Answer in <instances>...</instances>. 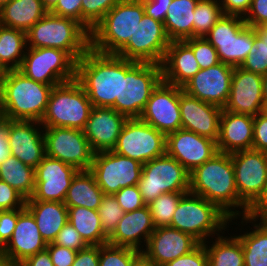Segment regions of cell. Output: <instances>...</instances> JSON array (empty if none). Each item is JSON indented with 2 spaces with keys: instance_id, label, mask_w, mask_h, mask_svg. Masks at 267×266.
Here are the masks:
<instances>
[{
  "instance_id": "6da1fadb",
  "label": "cell",
  "mask_w": 267,
  "mask_h": 266,
  "mask_svg": "<svg viewBox=\"0 0 267 266\" xmlns=\"http://www.w3.org/2000/svg\"><path fill=\"white\" fill-rule=\"evenodd\" d=\"M189 192L217 205L230 218L246 216L249 207L239 198L231 154L217 152L189 173ZM233 209V210H232Z\"/></svg>"
},
{
  "instance_id": "7a4b0ae2",
  "label": "cell",
  "mask_w": 267,
  "mask_h": 266,
  "mask_svg": "<svg viewBox=\"0 0 267 266\" xmlns=\"http://www.w3.org/2000/svg\"><path fill=\"white\" fill-rule=\"evenodd\" d=\"M121 76H125V58L116 54L90 48L76 63V80L93 107L112 108L120 101Z\"/></svg>"
},
{
  "instance_id": "3957f363",
  "label": "cell",
  "mask_w": 267,
  "mask_h": 266,
  "mask_svg": "<svg viewBox=\"0 0 267 266\" xmlns=\"http://www.w3.org/2000/svg\"><path fill=\"white\" fill-rule=\"evenodd\" d=\"M53 87L28 78L18 69L5 71L0 89V116L41 122Z\"/></svg>"
},
{
  "instance_id": "277c9868",
  "label": "cell",
  "mask_w": 267,
  "mask_h": 266,
  "mask_svg": "<svg viewBox=\"0 0 267 266\" xmlns=\"http://www.w3.org/2000/svg\"><path fill=\"white\" fill-rule=\"evenodd\" d=\"M31 48L66 51L76 62L90 49V33L76 20L48 12L26 32Z\"/></svg>"
},
{
  "instance_id": "5b68a950",
  "label": "cell",
  "mask_w": 267,
  "mask_h": 266,
  "mask_svg": "<svg viewBox=\"0 0 267 266\" xmlns=\"http://www.w3.org/2000/svg\"><path fill=\"white\" fill-rule=\"evenodd\" d=\"M145 14L141 0H120L90 33V48L117 54L130 40Z\"/></svg>"
},
{
  "instance_id": "8992f818",
  "label": "cell",
  "mask_w": 267,
  "mask_h": 266,
  "mask_svg": "<svg viewBox=\"0 0 267 266\" xmlns=\"http://www.w3.org/2000/svg\"><path fill=\"white\" fill-rule=\"evenodd\" d=\"M233 219L214 203L187 192L179 201L170 227L191 235L199 243H206V237L222 232Z\"/></svg>"
},
{
  "instance_id": "52a82bcc",
  "label": "cell",
  "mask_w": 267,
  "mask_h": 266,
  "mask_svg": "<svg viewBox=\"0 0 267 266\" xmlns=\"http://www.w3.org/2000/svg\"><path fill=\"white\" fill-rule=\"evenodd\" d=\"M162 81L160 64L125 59V76H121L120 101L112 107L128 119L139 118L152 91Z\"/></svg>"
},
{
  "instance_id": "ba28073f",
  "label": "cell",
  "mask_w": 267,
  "mask_h": 266,
  "mask_svg": "<svg viewBox=\"0 0 267 266\" xmlns=\"http://www.w3.org/2000/svg\"><path fill=\"white\" fill-rule=\"evenodd\" d=\"M93 106L85 90L74 79L53 87L42 127H64L83 130Z\"/></svg>"
},
{
  "instance_id": "9c48e42d",
  "label": "cell",
  "mask_w": 267,
  "mask_h": 266,
  "mask_svg": "<svg viewBox=\"0 0 267 266\" xmlns=\"http://www.w3.org/2000/svg\"><path fill=\"white\" fill-rule=\"evenodd\" d=\"M204 37L215 47L220 62L240 67L254 44V28L241 16L223 14Z\"/></svg>"
},
{
  "instance_id": "30bf717a",
  "label": "cell",
  "mask_w": 267,
  "mask_h": 266,
  "mask_svg": "<svg viewBox=\"0 0 267 266\" xmlns=\"http://www.w3.org/2000/svg\"><path fill=\"white\" fill-rule=\"evenodd\" d=\"M137 185L147 205L163 193L189 192V172L165 153L143 164Z\"/></svg>"
},
{
  "instance_id": "8fae6325",
  "label": "cell",
  "mask_w": 267,
  "mask_h": 266,
  "mask_svg": "<svg viewBox=\"0 0 267 266\" xmlns=\"http://www.w3.org/2000/svg\"><path fill=\"white\" fill-rule=\"evenodd\" d=\"M18 69L28 78L46 85L56 86L76 79V61L56 48L27 47Z\"/></svg>"
},
{
  "instance_id": "7c38bea8",
  "label": "cell",
  "mask_w": 267,
  "mask_h": 266,
  "mask_svg": "<svg viewBox=\"0 0 267 266\" xmlns=\"http://www.w3.org/2000/svg\"><path fill=\"white\" fill-rule=\"evenodd\" d=\"M166 136L139 118L128 119L112 151L144 164L166 153Z\"/></svg>"
},
{
  "instance_id": "4fadbf2b",
  "label": "cell",
  "mask_w": 267,
  "mask_h": 266,
  "mask_svg": "<svg viewBox=\"0 0 267 266\" xmlns=\"http://www.w3.org/2000/svg\"><path fill=\"white\" fill-rule=\"evenodd\" d=\"M42 128L45 132V155L74 166L79 171L90 170L94 152L83 130L64 127Z\"/></svg>"
},
{
  "instance_id": "5bb4252c",
  "label": "cell",
  "mask_w": 267,
  "mask_h": 266,
  "mask_svg": "<svg viewBox=\"0 0 267 266\" xmlns=\"http://www.w3.org/2000/svg\"><path fill=\"white\" fill-rule=\"evenodd\" d=\"M143 164L114 151L93 155L90 172L104 194L114 195L121 188L138 184Z\"/></svg>"
},
{
  "instance_id": "9a60e30c",
  "label": "cell",
  "mask_w": 267,
  "mask_h": 266,
  "mask_svg": "<svg viewBox=\"0 0 267 266\" xmlns=\"http://www.w3.org/2000/svg\"><path fill=\"white\" fill-rule=\"evenodd\" d=\"M170 42L164 23L144 14L128 43L116 55L127 60L161 65Z\"/></svg>"
},
{
  "instance_id": "2e32d148",
  "label": "cell",
  "mask_w": 267,
  "mask_h": 266,
  "mask_svg": "<svg viewBox=\"0 0 267 266\" xmlns=\"http://www.w3.org/2000/svg\"><path fill=\"white\" fill-rule=\"evenodd\" d=\"M239 198L250 208L262 195L267 182V153L244 150L231 154Z\"/></svg>"
},
{
  "instance_id": "e0dca14e",
  "label": "cell",
  "mask_w": 267,
  "mask_h": 266,
  "mask_svg": "<svg viewBox=\"0 0 267 266\" xmlns=\"http://www.w3.org/2000/svg\"><path fill=\"white\" fill-rule=\"evenodd\" d=\"M180 87L161 81L152 91L139 119L165 136L182 129Z\"/></svg>"
},
{
  "instance_id": "ac0fdd59",
  "label": "cell",
  "mask_w": 267,
  "mask_h": 266,
  "mask_svg": "<svg viewBox=\"0 0 267 266\" xmlns=\"http://www.w3.org/2000/svg\"><path fill=\"white\" fill-rule=\"evenodd\" d=\"M36 220L26 208H18V221L9 242L0 250L1 266H17L26 258L46 249Z\"/></svg>"
},
{
  "instance_id": "d6986e66",
  "label": "cell",
  "mask_w": 267,
  "mask_h": 266,
  "mask_svg": "<svg viewBox=\"0 0 267 266\" xmlns=\"http://www.w3.org/2000/svg\"><path fill=\"white\" fill-rule=\"evenodd\" d=\"M78 172L74 166L45 155L35 168V190L27 200L64 202Z\"/></svg>"
},
{
  "instance_id": "ffe728a7",
  "label": "cell",
  "mask_w": 267,
  "mask_h": 266,
  "mask_svg": "<svg viewBox=\"0 0 267 266\" xmlns=\"http://www.w3.org/2000/svg\"><path fill=\"white\" fill-rule=\"evenodd\" d=\"M166 154L176 159L189 173L210 160L217 152V142L185 129L166 135Z\"/></svg>"
},
{
  "instance_id": "44dd1931",
  "label": "cell",
  "mask_w": 267,
  "mask_h": 266,
  "mask_svg": "<svg viewBox=\"0 0 267 266\" xmlns=\"http://www.w3.org/2000/svg\"><path fill=\"white\" fill-rule=\"evenodd\" d=\"M233 69L222 62L200 69L182 89L201 101L224 108L230 93Z\"/></svg>"
},
{
  "instance_id": "7402d4cb",
  "label": "cell",
  "mask_w": 267,
  "mask_h": 266,
  "mask_svg": "<svg viewBox=\"0 0 267 266\" xmlns=\"http://www.w3.org/2000/svg\"><path fill=\"white\" fill-rule=\"evenodd\" d=\"M263 107L262 75L234 67L229 97L223 110L256 116Z\"/></svg>"
},
{
  "instance_id": "603a6c76",
  "label": "cell",
  "mask_w": 267,
  "mask_h": 266,
  "mask_svg": "<svg viewBox=\"0 0 267 266\" xmlns=\"http://www.w3.org/2000/svg\"><path fill=\"white\" fill-rule=\"evenodd\" d=\"M37 125V126H36ZM38 121L7 119L8 143L11 155L24 164L36 168L45 156L43 130Z\"/></svg>"
},
{
  "instance_id": "cb8c5ba5",
  "label": "cell",
  "mask_w": 267,
  "mask_h": 266,
  "mask_svg": "<svg viewBox=\"0 0 267 266\" xmlns=\"http://www.w3.org/2000/svg\"><path fill=\"white\" fill-rule=\"evenodd\" d=\"M179 105L182 129L217 142L223 108L201 101L187 94L181 87Z\"/></svg>"
},
{
  "instance_id": "d4e9b609",
  "label": "cell",
  "mask_w": 267,
  "mask_h": 266,
  "mask_svg": "<svg viewBox=\"0 0 267 266\" xmlns=\"http://www.w3.org/2000/svg\"><path fill=\"white\" fill-rule=\"evenodd\" d=\"M128 120L113 108L93 107L83 132L95 153L112 151Z\"/></svg>"
},
{
  "instance_id": "484cf974",
  "label": "cell",
  "mask_w": 267,
  "mask_h": 266,
  "mask_svg": "<svg viewBox=\"0 0 267 266\" xmlns=\"http://www.w3.org/2000/svg\"><path fill=\"white\" fill-rule=\"evenodd\" d=\"M200 243L191 235L170 226L156 227L142 252L157 266L190 253Z\"/></svg>"
},
{
  "instance_id": "4316f807",
  "label": "cell",
  "mask_w": 267,
  "mask_h": 266,
  "mask_svg": "<svg viewBox=\"0 0 267 266\" xmlns=\"http://www.w3.org/2000/svg\"><path fill=\"white\" fill-rule=\"evenodd\" d=\"M254 116L222 110L220 117L218 152L232 154L251 150Z\"/></svg>"
},
{
  "instance_id": "83f0119b",
  "label": "cell",
  "mask_w": 267,
  "mask_h": 266,
  "mask_svg": "<svg viewBox=\"0 0 267 266\" xmlns=\"http://www.w3.org/2000/svg\"><path fill=\"white\" fill-rule=\"evenodd\" d=\"M155 228L151 212L146 205L141 209L124 214L114 232L108 237V244L142 251L141 239L143 238L147 245Z\"/></svg>"
},
{
  "instance_id": "f1b7e54d",
  "label": "cell",
  "mask_w": 267,
  "mask_h": 266,
  "mask_svg": "<svg viewBox=\"0 0 267 266\" xmlns=\"http://www.w3.org/2000/svg\"><path fill=\"white\" fill-rule=\"evenodd\" d=\"M162 81L183 87L200 70L192 48L185 41H171L161 63Z\"/></svg>"
},
{
  "instance_id": "f546056e",
  "label": "cell",
  "mask_w": 267,
  "mask_h": 266,
  "mask_svg": "<svg viewBox=\"0 0 267 266\" xmlns=\"http://www.w3.org/2000/svg\"><path fill=\"white\" fill-rule=\"evenodd\" d=\"M25 207L34 216L39 232L47 244L53 243L68 222V208L63 202L26 200Z\"/></svg>"
},
{
  "instance_id": "4dcf8cb0",
  "label": "cell",
  "mask_w": 267,
  "mask_h": 266,
  "mask_svg": "<svg viewBox=\"0 0 267 266\" xmlns=\"http://www.w3.org/2000/svg\"><path fill=\"white\" fill-rule=\"evenodd\" d=\"M48 12L42 0H11L0 8V24L26 33Z\"/></svg>"
},
{
  "instance_id": "1f68e13d",
  "label": "cell",
  "mask_w": 267,
  "mask_h": 266,
  "mask_svg": "<svg viewBox=\"0 0 267 266\" xmlns=\"http://www.w3.org/2000/svg\"><path fill=\"white\" fill-rule=\"evenodd\" d=\"M199 0H172L164 20L170 41L193 38L194 10Z\"/></svg>"
},
{
  "instance_id": "d6a6232c",
  "label": "cell",
  "mask_w": 267,
  "mask_h": 266,
  "mask_svg": "<svg viewBox=\"0 0 267 266\" xmlns=\"http://www.w3.org/2000/svg\"><path fill=\"white\" fill-rule=\"evenodd\" d=\"M103 196L94 175L89 170L79 171L74 176L63 203L67 207L79 206L98 210Z\"/></svg>"
},
{
  "instance_id": "836d02e7",
  "label": "cell",
  "mask_w": 267,
  "mask_h": 266,
  "mask_svg": "<svg viewBox=\"0 0 267 266\" xmlns=\"http://www.w3.org/2000/svg\"><path fill=\"white\" fill-rule=\"evenodd\" d=\"M68 221L78 231L87 245H104L108 243V236L101 226L98 210L86 207H67Z\"/></svg>"
},
{
  "instance_id": "e575fe53",
  "label": "cell",
  "mask_w": 267,
  "mask_h": 266,
  "mask_svg": "<svg viewBox=\"0 0 267 266\" xmlns=\"http://www.w3.org/2000/svg\"><path fill=\"white\" fill-rule=\"evenodd\" d=\"M0 180L13 187L27 200L35 190V169L10 155L0 164Z\"/></svg>"
},
{
  "instance_id": "d590c367",
  "label": "cell",
  "mask_w": 267,
  "mask_h": 266,
  "mask_svg": "<svg viewBox=\"0 0 267 266\" xmlns=\"http://www.w3.org/2000/svg\"><path fill=\"white\" fill-rule=\"evenodd\" d=\"M24 48H27L26 33L0 24V66L5 71L20 68Z\"/></svg>"
},
{
  "instance_id": "8d00e7d4",
  "label": "cell",
  "mask_w": 267,
  "mask_h": 266,
  "mask_svg": "<svg viewBox=\"0 0 267 266\" xmlns=\"http://www.w3.org/2000/svg\"><path fill=\"white\" fill-rule=\"evenodd\" d=\"M212 246L203 243L208 255V266H244L242 243L237 236L226 238L217 234Z\"/></svg>"
},
{
  "instance_id": "74e56055",
  "label": "cell",
  "mask_w": 267,
  "mask_h": 266,
  "mask_svg": "<svg viewBox=\"0 0 267 266\" xmlns=\"http://www.w3.org/2000/svg\"><path fill=\"white\" fill-rule=\"evenodd\" d=\"M252 232L237 236L242 243L244 266H267V222L255 224Z\"/></svg>"
},
{
  "instance_id": "f35d334b",
  "label": "cell",
  "mask_w": 267,
  "mask_h": 266,
  "mask_svg": "<svg viewBox=\"0 0 267 266\" xmlns=\"http://www.w3.org/2000/svg\"><path fill=\"white\" fill-rule=\"evenodd\" d=\"M217 0H199L194 10L193 37H204L222 17L223 12Z\"/></svg>"
},
{
  "instance_id": "ab89813d",
  "label": "cell",
  "mask_w": 267,
  "mask_h": 266,
  "mask_svg": "<svg viewBox=\"0 0 267 266\" xmlns=\"http://www.w3.org/2000/svg\"><path fill=\"white\" fill-rule=\"evenodd\" d=\"M187 192H168L147 204L155 227L170 226L173 215L182 196Z\"/></svg>"
},
{
  "instance_id": "60d3db41",
  "label": "cell",
  "mask_w": 267,
  "mask_h": 266,
  "mask_svg": "<svg viewBox=\"0 0 267 266\" xmlns=\"http://www.w3.org/2000/svg\"><path fill=\"white\" fill-rule=\"evenodd\" d=\"M98 214L103 231L109 237L116 229L125 212L114 195L104 194L98 207Z\"/></svg>"
},
{
  "instance_id": "b9f144b4",
  "label": "cell",
  "mask_w": 267,
  "mask_h": 266,
  "mask_svg": "<svg viewBox=\"0 0 267 266\" xmlns=\"http://www.w3.org/2000/svg\"><path fill=\"white\" fill-rule=\"evenodd\" d=\"M120 0H82V26L91 33L93 28L103 19Z\"/></svg>"
},
{
  "instance_id": "7bdbcfd3",
  "label": "cell",
  "mask_w": 267,
  "mask_h": 266,
  "mask_svg": "<svg viewBox=\"0 0 267 266\" xmlns=\"http://www.w3.org/2000/svg\"><path fill=\"white\" fill-rule=\"evenodd\" d=\"M133 248L99 245V266H130L131 261L140 253Z\"/></svg>"
},
{
  "instance_id": "ee69618b",
  "label": "cell",
  "mask_w": 267,
  "mask_h": 266,
  "mask_svg": "<svg viewBox=\"0 0 267 266\" xmlns=\"http://www.w3.org/2000/svg\"><path fill=\"white\" fill-rule=\"evenodd\" d=\"M240 67L262 76L267 73V45L257 34V28H254V44Z\"/></svg>"
},
{
  "instance_id": "f6af8a7d",
  "label": "cell",
  "mask_w": 267,
  "mask_h": 266,
  "mask_svg": "<svg viewBox=\"0 0 267 266\" xmlns=\"http://www.w3.org/2000/svg\"><path fill=\"white\" fill-rule=\"evenodd\" d=\"M184 41L192 48L200 69L220 63L215 47L205 37H193Z\"/></svg>"
},
{
  "instance_id": "bcb514c9",
  "label": "cell",
  "mask_w": 267,
  "mask_h": 266,
  "mask_svg": "<svg viewBox=\"0 0 267 266\" xmlns=\"http://www.w3.org/2000/svg\"><path fill=\"white\" fill-rule=\"evenodd\" d=\"M114 196L125 213L132 212L146 206L142 199L138 185L121 188L114 194Z\"/></svg>"
},
{
  "instance_id": "7dc6e473",
  "label": "cell",
  "mask_w": 267,
  "mask_h": 266,
  "mask_svg": "<svg viewBox=\"0 0 267 266\" xmlns=\"http://www.w3.org/2000/svg\"><path fill=\"white\" fill-rule=\"evenodd\" d=\"M53 244L66 247L74 251L82 250L88 246L69 221L59 231L53 241Z\"/></svg>"
},
{
  "instance_id": "c3c4849f",
  "label": "cell",
  "mask_w": 267,
  "mask_h": 266,
  "mask_svg": "<svg viewBox=\"0 0 267 266\" xmlns=\"http://www.w3.org/2000/svg\"><path fill=\"white\" fill-rule=\"evenodd\" d=\"M26 199L13 187L0 180V211L24 208Z\"/></svg>"
},
{
  "instance_id": "681fc988",
  "label": "cell",
  "mask_w": 267,
  "mask_h": 266,
  "mask_svg": "<svg viewBox=\"0 0 267 266\" xmlns=\"http://www.w3.org/2000/svg\"><path fill=\"white\" fill-rule=\"evenodd\" d=\"M162 266H208V255L205 245L200 243L190 253L180 256Z\"/></svg>"
},
{
  "instance_id": "f907efd6",
  "label": "cell",
  "mask_w": 267,
  "mask_h": 266,
  "mask_svg": "<svg viewBox=\"0 0 267 266\" xmlns=\"http://www.w3.org/2000/svg\"><path fill=\"white\" fill-rule=\"evenodd\" d=\"M82 0H58L49 11L52 14L76 20L82 25Z\"/></svg>"
},
{
  "instance_id": "816d5d0a",
  "label": "cell",
  "mask_w": 267,
  "mask_h": 266,
  "mask_svg": "<svg viewBox=\"0 0 267 266\" xmlns=\"http://www.w3.org/2000/svg\"><path fill=\"white\" fill-rule=\"evenodd\" d=\"M252 149L267 153V115L263 112L254 116Z\"/></svg>"
},
{
  "instance_id": "f5cc1de1",
  "label": "cell",
  "mask_w": 267,
  "mask_h": 266,
  "mask_svg": "<svg viewBox=\"0 0 267 266\" xmlns=\"http://www.w3.org/2000/svg\"><path fill=\"white\" fill-rule=\"evenodd\" d=\"M245 23L253 28H260L267 22V0H252Z\"/></svg>"
},
{
  "instance_id": "db71d44e",
  "label": "cell",
  "mask_w": 267,
  "mask_h": 266,
  "mask_svg": "<svg viewBox=\"0 0 267 266\" xmlns=\"http://www.w3.org/2000/svg\"><path fill=\"white\" fill-rule=\"evenodd\" d=\"M18 221V209L0 211V250L9 242Z\"/></svg>"
},
{
  "instance_id": "11a10c76",
  "label": "cell",
  "mask_w": 267,
  "mask_h": 266,
  "mask_svg": "<svg viewBox=\"0 0 267 266\" xmlns=\"http://www.w3.org/2000/svg\"><path fill=\"white\" fill-rule=\"evenodd\" d=\"M46 249L54 266H72L77 255V251L53 243H49Z\"/></svg>"
},
{
  "instance_id": "9f6ffc18",
  "label": "cell",
  "mask_w": 267,
  "mask_h": 266,
  "mask_svg": "<svg viewBox=\"0 0 267 266\" xmlns=\"http://www.w3.org/2000/svg\"><path fill=\"white\" fill-rule=\"evenodd\" d=\"M258 218L261 222H267V182L262 195L249 208L247 215L242 216V219L244 220H242V222L254 221L255 223Z\"/></svg>"
},
{
  "instance_id": "6f0895ef",
  "label": "cell",
  "mask_w": 267,
  "mask_h": 266,
  "mask_svg": "<svg viewBox=\"0 0 267 266\" xmlns=\"http://www.w3.org/2000/svg\"><path fill=\"white\" fill-rule=\"evenodd\" d=\"M147 16L164 23L168 7L172 0H141Z\"/></svg>"
},
{
  "instance_id": "680465c9",
  "label": "cell",
  "mask_w": 267,
  "mask_h": 266,
  "mask_svg": "<svg viewBox=\"0 0 267 266\" xmlns=\"http://www.w3.org/2000/svg\"><path fill=\"white\" fill-rule=\"evenodd\" d=\"M72 266H99V245H88L77 251Z\"/></svg>"
},
{
  "instance_id": "91938a15",
  "label": "cell",
  "mask_w": 267,
  "mask_h": 266,
  "mask_svg": "<svg viewBox=\"0 0 267 266\" xmlns=\"http://www.w3.org/2000/svg\"><path fill=\"white\" fill-rule=\"evenodd\" d=\"M252 0H219L224 15H237L244 17Z\"/></svg>"
},
{
  "instance_id": "94428289",
  "label": "cell",
  "mask_w": 267,
  "mask_h": 266,
  "mask_svg": "<svg viewBox=\"0 0 267 266\" xmlns=\"http://www.w3.org/2000/svg\"><path fill=\"white\" fill-rule=\"evenodd\" d=\"M17 266H54L51 260V256L47 249L36 253L24 261H22Z\"/></svg>"
},
{
  "instance_id": "6125c7cd",
  "label": "cell",
  "mask_w": 267,
  "mask_h": 266,
  "mask_svg": "<svg viewBox=\"0 0 267 266\" xmlns=\"http://www.w3.org/2000/svg\"><path fill=\"white\" fill-rule=\"evenodd\" d=\"M11 155L8 143L7 119L0 116V164Z\"/></svg>"
},
{
  "instance_id": "be15d7a7",
  "label": "cell",
  "mask_w": 267,
  "mask_h": 266,
  "mask_svg": "<svg viewBox=\"0 0 267 266\" xmlns=\"http://www.w3.org/2000/svg\"><path fill=\"white\" fill-rule=\"evenodd\" d=\"M130 266H157L142 251L131 261Z\"/></svg>"
},
{
  "instance_id": "e7e4bbea",
  "label": "cell",
  "mask_w": 267,
  "mask_h": 266,
  "mask_svg": "<svg viewBox=\"0 0 267 266\" xmlns=\"http://www.w3.org/2000/svg\"><path fill=\"white\" fill-rule=\"evenodd\" d=\"M263 100L267 101V73L262 76Z\"/></svg>"
},
{
  "instance_id": "03108f58",
  "label": "cell",
  "mask_w": 267,
  "mask_h": 266,
  "mask_svg": "<svg viewBox=\"0 0 267 266\" xmlns=\"http://www.w3.org/2000/svg\"><path fill=\"white\" fill-rule=\"evenodd\" d=\"M58 0H42L44 7L50 11L57 3Z\"/></svg>"
},
{
  "instance_id": "003e7915",
  "label": "cell",
  "mask_w": 267,
  "mask_h": 266,
  "mask_svg": "<svg viewBox=\"0 0 267 266\" xmlns=\"http://www.w3.org/2000/svg\"><path fill=\"white\" fill-rule=\"evenodd\" d=\"M257 34L266 42L267 45V34L261 28H257Z\"/></svg>"
},
{
  "instance_id": "a7ac6f4b",
  "label": "cell",
  "mask_w": 267,
  "mask_h": 266,
  "mask_svg": "<svg viewBox=\"0 0 267 266\" xmlns=\"http://www.w3.org/2000/svg\"><path fill=\"white\" fill-rule=\"evenodd\" d=\"M4 74H5V70L0 66V89L2 86Z\"/></svg>"
},
{
  "instance_id": "89a4df30",
  "label": "cell",
  "mask_w": 267,
  "mask_h": 266,
  "mask_svg": "<svg viewBox=\"0 0 267 266\" xmlns=\"http://www.w3.org/2000/svg\"><path fill=\"white\" fill-rule=\"evenodd\" d=\"M265 115H267V101L264 102V107L262 111Z\"/></svg>"
},
{
  "instance_id": "2644e50d",
  "label": "cell",
  "mask_w": 267,
  "mask_h": 266,
  "mask_svg": "<svg viewBox=\"0 0 267 266\" xmlns=\"http://www.w3.org/2000/svg\"><path fill=\"white\" fill-rule=\"evenodd\" d=\"M11 0H0V8Z\"/></svg>"
},
{
  "instance_id": "8c879c8a",
  "label": "cell",
  "mask_w": 267,
  "mask_h": 266,
  "mask_svg": "<svg viewBox=\"0 0 267 266\" xmlns=\"http://www.w3.org/2000/svg\"><path fill=\"white\" fill-rule=\"evenodd\" d=\"M260 28L267 34V22Z\"/></svg>"
}]
</instances>
